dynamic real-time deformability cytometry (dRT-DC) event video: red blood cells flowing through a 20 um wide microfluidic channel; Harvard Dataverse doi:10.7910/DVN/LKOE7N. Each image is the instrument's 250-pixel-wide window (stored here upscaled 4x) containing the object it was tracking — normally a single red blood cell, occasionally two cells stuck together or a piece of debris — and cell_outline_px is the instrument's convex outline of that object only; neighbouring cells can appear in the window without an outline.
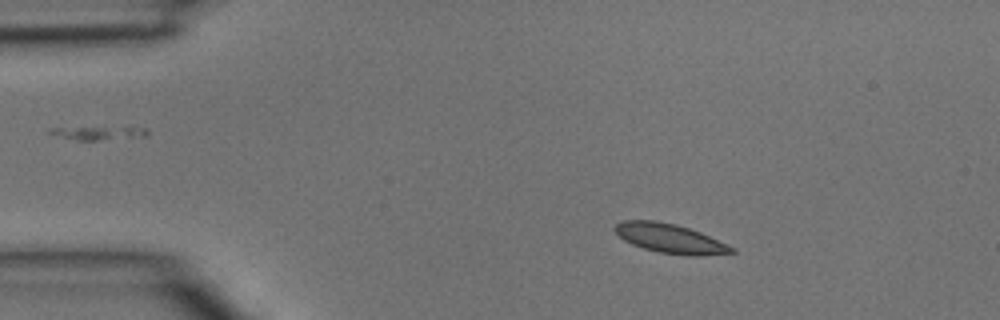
{"species": "common noctule bat (a hibernating species)", "species_latin": "Nyctalus noctula", "temperature_condition": "room temperature", "stored_images_in_passage": 4, "camera_frame_rate_fps": 3000, "um_per_image_px": 0.085, "animal": {"sex": "male", "body_mass_g": 15.6}, "frame": {"image": 1, "passage_image": 2, "time_ms": 0.333, "image_size_px": [1000, 320], "cell_outline_px": [[736, 252], [700, 256], [688, 256], [660, 252], [644, 248], [632, 244], [624, 240], [612, 228], [616, 224], [624, 220], [656, 220], [676, 224], [700, 232], [736, 248]], "centroid_in_image_um": [56.96, 20.27], "position_along_channel_um": 28.0, "area_um2": 19.88}}